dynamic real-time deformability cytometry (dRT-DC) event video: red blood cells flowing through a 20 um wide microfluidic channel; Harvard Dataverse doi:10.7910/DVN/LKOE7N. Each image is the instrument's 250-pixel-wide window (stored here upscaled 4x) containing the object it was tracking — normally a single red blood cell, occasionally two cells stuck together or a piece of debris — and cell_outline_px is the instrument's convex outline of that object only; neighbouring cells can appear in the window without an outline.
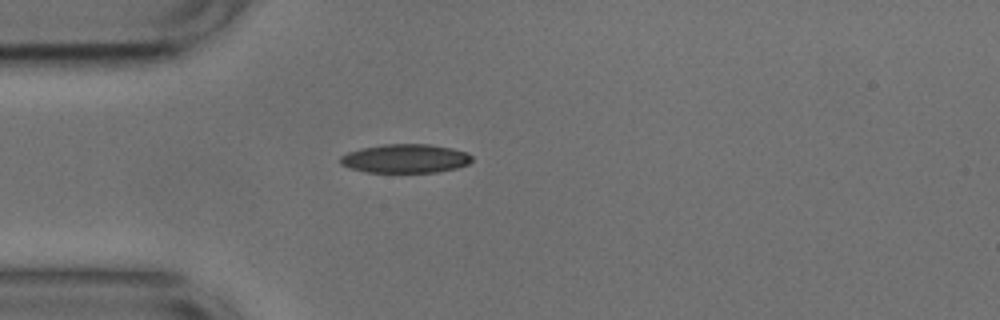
{"species": "common noctule bat (a hibernating species)", "species_latin": "Nyctalus noctula", "temperature_condition": "cold", "stored_images_in_passage": 18, "camera_frame_rate_fps": 3000, "um_per_image_px": 0.085, "animal": {"sex": "male", "body_mass_g": 17.9, "forearm_length_mm": 54.2}, "frame": {"image": 1, "passage_image": 1, "time_ms": 0.0, "image_size_px": [1000, 320], "cell_outline_px": [[472, 160], [468, 164], [456, 168], [436, 172], [364, 172], [340, 164], [340, 156], [348, 152], [360, 148], [384, 144], [428, 144], [452, 148], [468, 152], [472, 156]], "centroid_in_image_um": [34.46, 13.47], "position_along_channel_um": 50.5, "area_um2": 22.14}}